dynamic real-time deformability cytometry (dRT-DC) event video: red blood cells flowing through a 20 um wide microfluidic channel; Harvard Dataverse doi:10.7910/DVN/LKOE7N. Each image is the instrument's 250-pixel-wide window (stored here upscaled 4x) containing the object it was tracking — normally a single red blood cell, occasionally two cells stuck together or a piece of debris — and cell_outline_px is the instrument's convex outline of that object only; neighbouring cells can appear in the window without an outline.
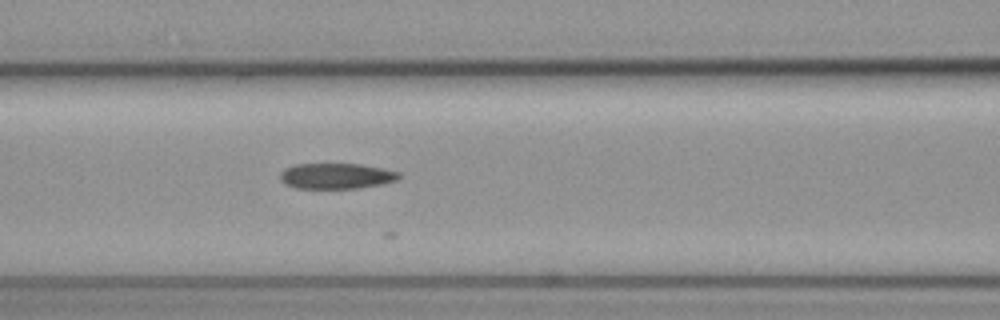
{"species": "common noctule bat (a hibernating species)", "species_latin": "Nyctalus noctula", "temperature_condition": "cold", "stored_images_in_passage": 4, "camera_frame_rate_fps": 3000, "um_per_image_px": 0.085, "animal": {"sex": "female", "body_mass_g": 19.3, "forearm_length_mm": 54.1}, "frame": {"image": 1, "passage_image": 4, "time_ms": 1.0, "image_size_px": [1000, 320], "cell_outline_px": [[400, 176], [396, 180], [380, 184], [356, 188], [296, 188], [284, 184], [280, 180], [280, 172], [284, 168], [296, 164], [360, 164], [384, 168], [400, 172]], "centroid_in_image_um": [28.55, 14.95], "position_along_channel_um": 138.0, "area_um2": 17.74}}